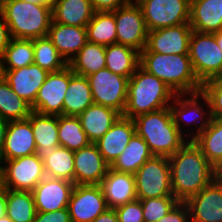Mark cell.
<instances>
[{
  "label": "cell",
  "instance_id": "cell-40",
  "mask_svg": "<svg viewBox=\"0 0 222 222\" xmlns=\"http://www.w3.org/2000/svg\"><path fill=\"white\" fill-rule=\"evenodd\" d=\"M139 200L142 205L144 222H157L179 202L174 196Z\"/></svg>",
  "mask_w": 222,
  "mask_h": 222
},
{
  "label": "cell",
  "instance_id": "cell-49",
  "mask_svg": "<svg viewBox=\"0 0 222 222\" xmlns=\"http://www.w3.org/2000/svg\"><path fill=\"white\" fill-rule=\"evenodd\" d=\"M7 127H8V121L0 117V156L4 146Z\"/></svg>",
  "mask_w": 222,
  "mask_h": 222
},
{
  "label": "cell",
  "instance_id": "cell-32",
  "mask_svg": "<svg viewBox=\"0 0 222 222\" xmlns=\"http://www.w3.org/2000/svg\"><path fill=\"white\" fill-rule=\"evenodd\" d=\"M87 41L103 46L117 43L115 11L95 12L86 26Z\"/></svg>",
  "mask_w": 222,
  "mask_h": 222
},
{
  "label": "cell",
  "instance_id": "cell-48",
  "mask_svg": "<svg viewBox=\"0 0 222 222\" xmlns=\"http://www.w3.org/2000/svg\"><path fill=\"white\" fill-rule=\"evenodd\" d=\"M7 189L0 186V218L6 215Z\"/></svg>",
  "mask_w": 222,
  "mask_h": 222
},
{
  "label": "cell",
  "instance_id": "cell-18",
  "mask_svg": "<svg viewBox=\"0 0 222 222\" xmlns=\"http://www.w3.org/2000/svg\"><path fill=\"white\" fill-rule=\"evenodd\" d=\"M74 182L45 177L32 191L37 212H54L68 208Z\"/></svg>",
  "mask_w": 222,
  "mask_h": 222
},
{
  "label": "cell",
  "instance_id": "cell-51",
  "mask_svg": "<svg viewBox=\"0 0 222 222\" xmlns=\"http://www.w3.org/2000/svg\"><path fill=\"white\" fill-rule=\"evenodd\" d=\"M213 34L216 38V42H217L218 46L222 50V31H218V32L213 33Z\"/></svg>",
  "mask_w": 222,
  "mask_h": 222
},
{
  "label": "cell",
  "instance_id": "cell-4",
  "mask_svg": "<svg viewBox=\"0 0 222 222\" xmlns=\"http://www.w3.org/2000/svg\"><path fill=\"white\" fill-rule=\"evenodd\" d=\"M175 96L163 81L139 66L129 78L122 116L134 119L138 115L169 107Z\"/></svg>",
  "mask_w": 222,
  "mask_h": 222
},
{
  "label": "cell",
  "instance_id": "cell-19",
  "mask_svg": "<svg viewBox=\"0 0 222 222\" xmlns=\"http://www.w3.org/2000/svg\"><path fill=\"white\" fill-rule=\"evenodd\" d=\"M36 144L30 120L9 121L0 160L35 154Z\"/></svg>",
  "mask_w": 222,
  "mask_h": 222
},
{
  "label": "cell",
  "instance_id": "cell-21",
  "mask_svg": "<svg viewBox=\"0 0 222 222\" xmlns=\"http://www.w3.org/2000/svg\"><path fill=\"white\" fill-rule=\"evenodd\" d=\"M48 73L47 70L33 63L19 69L4 70V79L19 97L32 106Z\"/></svg>",
  "mask_w": 222,
  "mask_h": 222
},
{
  "label": "cell",
  "instance_id": "cell-7",
  "mask_svg": "<svg viewBox=\"0 0 222 222\" xmlns=\"http://www.w3.org/2000/svg\"><path fill=\"white\" fill-rule=\"evenodd\" d=\"M189 57L195 76L201 84L222 77V50L213 33L192 31Z\"/></svg>",
  "mask_w": 222,
  "mask_h": 222
},
{
  "label": "cell",
  "instance_id": "cell-23",
  "mask_svg": "<svg viewBox=\"0 0 222 222\" xmlns=\"http://www.w3.org/2000/svg\"><path fill=\"white\" fill-rule=\"evenodd\" d=\"M47 37L67 63H69L88 42L86 27L70 26L53 21L51 22Z\"/></svg>",
  "mask_w": 222,
  "mask_h": 222
},
{
  "label": "cell",
  "instance_id": "cell-17",
  "mask_svg": "<svg viewBox=\"0 0 222 222\" xmlns=\"http://www.w3.org/2000/svg\"><path fill=\"white\" fill-rule=\"evenodd\" d=\"M95 143L74 151V184L100 185L109 169Z\"/></svg>",
  "mask_w": 222,
  "mask_h": 222
},
{
  "label": "cell",
  "instance_id": "cell-15",
  "mask_svg": "<svg viewBox=\"0 0 222 222\" xmlns=\"http://www.w3.org/2000/svg\"><path fill=\"white\" fill-rule=\"evenodd\" d=\"M192 31L189 23L148 31L147 45L141 52L189 54Z\"/></svg>",
  "mask_w": 222,
  "mask_h": 222
},
{
  "label": "cell",
  "instance_id": "cell-30",
  "mask_svg": "<svg viewBox=\"0 0 222 222\" xmlns=\"http://www.w3.org/2000/svg\"><path fill=\"white\" fill-rule=\"evenodd\" d=\"M152 156L145 140L135 133L110 168L118 172L135 174Z\"/></svg>",
  "mask_w": 222,
  "mask_h": 222
},
{
  "label": "cell",
  "instance_id": "cell-33",
  "mask_svg": "<svg viewBox=\"0 0 222 222\" xmlns=\"http://www.w3.org/2000/svg\"><path fill=\"white\" fill-rule=\"evenodd\" d=\"M193 141L216 167L222 160V119L212 118L210 124Z\"/></svg>",
  "mask_w": 222,
  "mask_h": 222
},
{
  "label": "cell",
  "instance_id": "cell-45",
  "mask_svg": "<svg viewBox=\"0 0 222 222\" xmlns=\"http://www.w3.org/2000/svg\"><path fill=\"white\" fill-rule=\"evenodd\" d=\"M95 12H113L119 7L130 3L132 0H90Z\"/></svg>",
  "mask_w": 222,
  "mask_h": 222
},
{
  "label": "cell",
  "instance_id": "cell-25",
  "mask_svg": "<svg viewBox=\"0 0 222 222\" xmlns=\"http://www.w3.org/2000/svg\"><path fill=\"white\" fill-rule=\"evenodd\" d=\"M189 24L193 31H222V0H190Z\"/></svg>",
  "mask_w": 222,
  "mask_h": 222
},
{
  "label": "cell",
  "instance_id": "cell-24",
  "mask_svg": "<svg viewBox=\"0 0 222 222\" xmlns=\"http://www.w3.org/2000/svg\"><path fill=\"white\" fill-rule=\"evenodd\" d=\"M28 119L31 122L36 144L35 155L44 160L59 144L58 116L40 114L32 111Z\"/></svg>",
  "mask_w": 222,
  "mask_h": 222
},
{
  "label": "cell",
  "instance_id": "cell-26",
  "mask_svg": "<svg viewBox=\"0 0 222 222\" xmlns=\"http://www.w3.org/2000/svg\"><path fill=\"white\" fill-rule=\"evenodd\" d=\"M120 116L121 114L112 108L92 104L78 118L88 140L91 143H95L111 128Z\"/></svg>",
  "mask_w": 222,
  "mask_h": 222
},
{
  "label": "cell",
  "instance_id": "cell-6",
  "mask_svg": "<svg viewBox=\"0 0 222 222\" xmlns=\"http://www.w3.org/2000/svg\"><path fill=\"white\" fill-rule=\"evenodd\" d=\"M169 108L174 124L185 137L187 136L188 140L197 137L210 124L212 119L208 98L201 91L190 94H176ZM191 126L192 128L193 126L196 127L195 130Z\"/></svg>",
  "mask_w": 222,
  "mask_h": 222
},
{
  "label": "cell",
  "instance_id": "cell-39",
  "mask_svg": "<svg viewBox=\"0 0 222 222\" xmlns=\"http://www.w3.org/2000/svg\"><path fill=\"white\" fill-rule=\"evenodd\" d=\"M34 63L48 72H56L68 66L51 40L45 37L33 39Z\"/></svg>",
  "mask_w": 222,
  "mask_h": 222
},
{
  "label": "cell",
  "instance_id": "cell-16",
  "mask_svg": "<svg viewBox=\"0 0 222 222\" xmlns=\"http://www.w3.org/2000/svg\"><path fill=\"white\" fill-rule=\"evenodd\" d=\"M185 203L190 222H222V182L215 179Z\"/></svg>",
  "mask_w": 222,
  "mask_h": 222
},
{
  "label": "cell",
  "instance_id": "cell-37",
  "mask_svg": "<svg viewBox=\"0 0 222 222\" xmlns=\"http://www.w3.org/2000/svg\"><path fill=\"white\" fill-rule=\"evenodd\" d=\"M58 137L60 146L71 151L79 150L91 143L78 116H58Z\"/></svg>",
  "mask_w": 222,
  "mask_h": 222
},
{
  "label": "cell",
  "instance_id": "cell-35",
  "mask_svg": "<svg viewBox=\"0 0 222 222\" xmlns=\"http://www.w3.org/2000/svg\"><path fill=\"white\" fill-rule=\"evenodd\" d=\"M37 211L32 191L7 189L6 215L14 222H33Z\"/></svg>",
  "mask_w": 222,
  "mask_h": 222
},
{
  "label": "cell",
  "instance_id": "cell-50",
  "mask_svg": "<svg viewBox=\"0 0 222 222\" xmlns=\"http://www.w3.org/2000/svg\"><path fill=\"white\" fill-rule=\"evenodd\" d=\"M215 177L216 179L220 180L222 178V160L220 163L215 167Z\"/></svg>",
  "mask_w": 222,
  "mask_h": 222
},
{
  "label": "cell",
  "instance_id": "cell-9",
  "mask_svg": "<svg viewBox=\"0 0 222 222\" xmlns=\"http://www.w3.org/2000/svg\"><path fill=\"white\" fill-rule=\"evenodd\" d=\"M0 163L1 185L6 189L33 191L46 177L43 160L35 154L0 160Z\"/></svg>",
  "mask_w": 222,
  "mask_h": 222
},
{
  "label": "cell",
  "instance_id": "cell-46",
  "mask_svg": "<svg viewBox=\"0 0 222 222\" xmlns=\"http://www.w3.org/2000/svg\"><path fill=\"white\" fill-rule=\"evenodd\" d=\"M12 39L9 28L4 20L2 13L0 12V56H3L6 47L9 45Z\"/></svg>",
  "mask_w": 222,
  "mask_h": 222
},
{
  "label": "cell",
  "instance_id": "cell-28",
  "mask_svg": "<svg viewBox=\"0 0 222 222\" xmlns=\"http://www.w3.org/2000/svg\"><path fill=\"white\" fill-rule=\"evenodd\" d=\"M94 104L88 78L75 74L70 68V81L63 102V115L79 116Z\"/></svg>",
  "mask_w": 222,
  "mask_h": 222
},
{
  "label": "cell",
  "instance_id": "cell-43",
  "mask_svg": "<svg viewBox=\"0 0 222 222\" xmlns=\"http://www.w3.org/2000/svg\"><path fill=\"white\" fill-rule=\"evenodd\" d=\"M157 222H190L189 209L185 202H178Z\"/></svg>",
  "mask_w": 222,
  "mask_h": 222
},
{
  "label": "cell",
  "instance_id": "cell-5",
  "mask_svg": "<svg viewBox=\"0 0 222 222\" xmlns=\"http://www.w3.org/2000/svg\"><path fill=\"white\" fill-rule=\"evenodd\" d=\"M12 38L37 39L48 34L52 6L24 0H9L0 10Z\"/></svg>",
  "mask_w": 222,
  "mask_h": 222
},
{
  "label": "cell",
  "instance_id": "cell-1",
  "mask_svg": "<svg viewBox=\"0 0 222 222\" xmlns=\"http://www.w3.org/2000/svg\"><path fill=\"white\" fill-rule=\"evenodd\" d=\"M168 158L172 193L179 202H185L216 179L215 167L193 140Z\"/></svg>",
  "mask_w": 222,
  "mask_h": 222
},
{
  "label": "cell",
  "instance_id": "cell-53",
  "mask_svg": "<svg viewBox=\"0 0 222 222\" xmlns=\"http://www.w3.org/2000/svg\"><path fill=\"white\" fill-rule=\"evenodd\" d=\"M4 78L3 57L0 56V80Z\"/></svg>",
  "mask_w": 222,
  "mask_h": 222
},
{
  "label": "cell",
  "instance_id": "cell-20",
  "mask_svg": "<svg viewBox=\"0 0 222 222\" xmlns=\"http://www.w3.org/2000/svg\"><path fill=\"white\" fill-rule=\"evenodd\" d=\"M136 133L133 119L120 116L111 128L95 142L105 162L111 166Z\"/></svg>",
  "mask_w": 222,
  "mask_h": 222
},
{
  "label": "cell",
  "instance_id": "cell-3",
  "mask_svg": "<svg viewBox=\"0 0 222 222\" xmlns=\"http://www.w3.org/2000/svg\"><path fill=\"white\" fill-rule=\"evenodd\" d=\"M133 121L153 155L169 157L189 141L174 124L169 107L138 115Z\"/></svg>",
  "mask_w": 222,
  "mask_h": 222
},
{
  "label": "cell",
  "instance_id": "cell-47",
  "mask_svg": "<svg viewBox=\"0 0 222 222\" xmlns=\"http://www.w3.org/2000/svg\"><path fill=\"white\" fill-rule=\"evenodd\" d=\"M92 222H118L115 209L108 208L105 212L97 216Z\"/></svg>",
  "mask_w": 222,
  "mask_h": 222
},
{
  "label": "cell",
  "instance_id": "cell-54",
  "mask_svg": "<svg viewBox=\"0 0 222 222\" xmlns=\"http://www.w3.org/2000/svg\"><path fill=\"white\" fill-rule=\"evenodd\" d=\"M0 222H14L12 219H10L7 215L0 218Z\"/></svg>",
  "mask_w": 222,
  "mask_h": 222
},
{
  "label": "cell",
  "instance_id": "cell-41",
  "mask_svg": "<svg viewBox=\"0 0 222 222\" xmlns=\"http://www.w3.org/2000/svg\"><path fill=\"white\" fill-rule=\"evenodd\" d=\"M201 92L208 98L212 118L222 119V77L204 82Z\"/></svg>",
  "mask_w": 222,
  "mask_h": 222
},
{
  "label": "cell",
  "instance_id": "cell-13",
  "mask_svg": "<svg viewBox=\"0 0 222 222\" xmlns=\"http://www.w3.org/2000/svg\"><path fill=\"white\" fill-rule=\"evenodd\" d=\"M69 81V65L62 70L49 72L31 106L32 111L51 116L63 115V102Z\"/></svg>",
  "mask_w": 222,
  "mask_h": 222
},
{
  "label": "cell",
  "instance_id": "cell-38",
  "mask_svg": "<svg viewBox=\"0 0 222 222\" xmlns=\"http://www.w3.org/2000/svg\"><path fill=\"white\" fill-rule=\"evenodd\" d=\"M2 57L4 70L19 69L33 64V40L12 38Z\"/></svg>",
  "mask_w": 222,
  "mask_h": 222
},
{
  "label": "cell",
  "instance_id": "cell-12",
  "mask_svg": "<svg viewBox=\"0 0 222 222\" xmlns=\"http://www.w3.org/2000/svg\"><path fill=\"white\" fill-rule=\"evenodd\" d=\"M117 43L141 52L147 45L148 29L135 0L115 11Z\"/></svg>",
  "mask_w": 222,
  "mask_h": 222
},
{
  "label": "cell",
  "instance_id": "cell-36",
  "mask_svg": "<svg viewBox=\"0 0 222 222\" xmlns=\"http://www.w3.org/2000/svg\"><path fill=\"white\" fill-rule=\"evenodd\" d=\"M47 177L74 182V151L58 146L43 160Z\"/></svg>",
  "mask_w": 222,
  "mask_h": 222
},
{
  "label": "cell",
  "instance_id": "cell-11",
  "mask_svg": "<svg viewBox=\"0 0 222 222\" xmlns=\"http://www.w3.org/2000/svg\"><path fill=\"white\" fill-rule=\"evenodd\" d=\"M148 31L189 23L190 0H135Z\"/></svg>",
  "mask_w": 222,
  "mask_h": 222
},
{
  "label": "cell",
  "instance_id": "cell-42",
  "mask_svg": "<svg viewBox=\"0 0 222 222\" xmlns=\"http://www.w3.org/2000/svg\"><path fill=\"white\" fill-rule=\"evenodd\" d=\"M118 222H144L142 205L139 199L115 208Z\"/></svg>",
  "mask_w": 222,
  "mask_h": 222
},
{
  "label": "cell",
  "instance_id": "cell-29",
  "mask_svg": "<svg viewBox=\"0 0 222 222\" xmlns=\"http://www.w3.org/2000/svg\"><path fill=\"white\" fill-rule=\"evenodd\" d=\"M106 68L128 79L140 66V52L119 43L105 46Z\"/></svg>",
  "mask_w": 222,
  "mask_h": 222
},
{
  "label": "cell",
  "instance_id": "cell-31",
  "mask_svg": "<svg viewBox=\"0 0 222 222\" xmlns=\"http://www.w3.org/2000/svg\"><path fill=\"white\" fill-rule=\"evenodd\" d=\"M68 65L80 76L98 72L106 67L105 46L87 42Z\"/></svg>",
  "mask_w": 222,
  "mask_h": 222
},
{
  "label": "cell",
  "instance_id": "cell-8",
  "mask_svg": "<svg viewBox=\"0 0 222 222\" xmlns=\"http://www.w3.org/2000/svg\"><path fill=\"white\" fill-rule=\"evenodd\" d=\"M137 199L173 196L169 158L153 155L134 174Z\"/></svg>",
  "mask_w": 222,
  "mask_h": 222
},
{
  "label": "cell",
  "instance_id": "cell-10",
  "mask_svg": "<svg viewBox=\"0 0 222 222\" xmlns=\"http://www.w3.org/2000/svg\"><path fill=\"white\" fill-rule=\"evenodd\" d=\"M94 104L124 112L127 101V77L111 72L106 67L87 76Z\"/></svg>",
  "mask_w": 222,
  "mask_h": 222
},
{
  "label": "cell",
  "instance_id": "cell-14",
  "mask_svg": "<svg viewBox=\"0 0 222 222\" xmlns=\"http://www.w3.org/2000/svg\"><path fill=\"white\" fill-rule=\"evenodd\" d=\"M107 209V202L100 185L74 186L68 203L71 222H92Z\"/></svg>",
  "mask_w": 222,
  "mask_h": 222
},
{
  "label": "cell",
  "instance_id": "cell-55",
  "mask_svg": "<svg viewBox=\"0 0 222 222\" xmlns=\"http://www.w3.org/2000/svg\"><path fill=\"white\" fill-rule=\"evenodd\" d=\"M9 0H0V10L5 6V4L8 2Z\"/></svg>",
  "mask_w": 222,
  "mask_h": 222
},
{
  "label": "cell",
  "instance_id": "cell-22",
  "mask_svg": "<svg viewBox=\"0 0 222 222\" xmlns=\"http://www.w3.org/2000/svg\"><path fill=\"white\" fill-rule=\"evenodd\" d=\"M100 186L108 208L115 209L137 199L134 174L118 172L109 167Z\"/></svg>",
  "mask_w": 222,
  "mask_h": 222
},
{
  "label": "cell",
  "instance_id": "cell-34",
  "mask_svg": "<svg viewBox=\"0 0 222 222\" xmlns=\"http://www.w3.org/2000/svg\"><path fill=\"white\" fill-rule=\"evenodd\" d=\"M32 112L31 105L19 97L3 78L0 80V117L6 121L24 120Z\"/></svg>",
  "mask_w": 222,
  "mask_h": 222
},
{
  "label": "cell",
  "instance_id": "cell-27",
  "mask_svg": "<svg viewBox=\"0 0 222 222\" xmlns=\"http://www.w3.org/2000/svg\"><path fill=\"white\" fill-rule=\"evenodd\" d=\"M95 11L90 0H54L52 21L70 26L86 27Z\"/></svg>",
  "mask_w": 222,
  "mask_h": 222
},
{
  "label": "cell",
  "instance_id": "cell-56",
  "mask_svg": "<svg viewBox=\"0 0 222 222\" xmlns=\"http://www.w3.org/2000/svg\"><path fill=\"white\" fill-rule=\"evenodd\" d=\"M0 186H1V163H0Z\"/></svg>",
  "mask_w": 222,
  "mask_h": 222
},
{
  "label": "cell",
  "instance_id": "cell-52",
  "mask_svg": "<svg viewBox=\"0 0 222 222\" xmlns=\"http://www.w3.org/2000/svg\"><path fill=\"white\" fill-rule=\"evenodd\" d=\"M24 1L35 3V4H50L52 6V3L54 0H24Z\"/></svg>",
  "mask_w": 222,
  "mask_h": 222
},
{
  "label": "cell",
  "instance_id": "cell-2",
  "mask_svg": "<svg viewBox=\"0 0 222 222\" xmlns=\"http://www.w3.org/2000/svg\"><path fill=\"white\" fill-rule=\"evenodd\" d=\"M140 66L163 81L175 94L201 91L202 84L195 76L189 54L140 52Z\"/></svg>",
  "mask_w": 222,
  "mask_h": 222
},
{
  "label": "cell",
  "instance_id": "cell-44",
  "mask_svg": "<svg viewBox=\"0 0 222 222\" xmlns=\"http://www.w3.org/2000/svg\"><path fill=\"white\" fill-rule=\"evenodd\" d=\"M33 222H71L68 208L52 212H37Z\"/></svg>",
  "mask_w": 222,
  "mask_h": 222
}]
</instances>
